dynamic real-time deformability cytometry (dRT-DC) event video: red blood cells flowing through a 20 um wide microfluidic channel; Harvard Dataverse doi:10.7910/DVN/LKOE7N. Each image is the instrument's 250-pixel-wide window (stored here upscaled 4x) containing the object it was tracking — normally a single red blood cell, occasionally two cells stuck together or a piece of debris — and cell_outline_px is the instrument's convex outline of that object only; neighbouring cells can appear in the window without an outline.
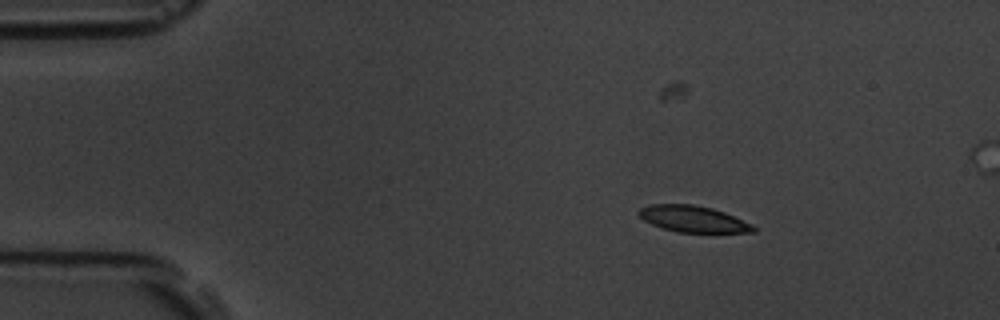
{"species": "common noctule bat (a hibernating species)", "species_latin": "Nyctalus noctula", "temperature_condition": "room temperature", "stored_images_in_passage": 5, "camera_frame_rate_fps": 3000, "um_per_image_px": 0.085, "animal": {"sex": "male", "body_mass_g": 19.5, "forearm_length_mm": 54.6}, "frame": {"image": 1, "passage_image": 2, "time_ms": 1.0, "image_size_px": [1000, 320], "cell_outline_px": [[756, 232], [676, 232], [652, 224], [644, 220], [636, 212], [640, 208], [648, 204], [692, 204], [712, 208], [724, 212], [752, 224], [756, 228]], "centroid_in_image_um": [58.89, 18.6], "position_along_channel_um": 26.1, "area_um2": 17.51}}
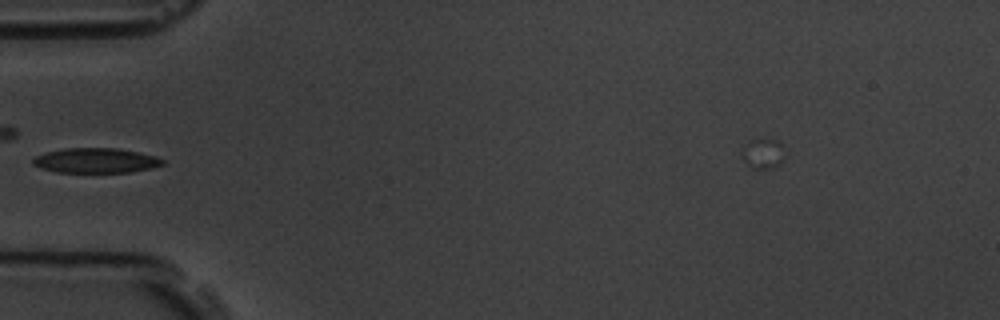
{"frame": {"image": 2, "passage_image": 5, "time_ms": 4.333, "image_size_px": [1000, 320], "cell_outline_px": [[164, 164], [152, 168], [128, 172], [56, 172], [40, 168], [32, 164], [32, 160], [36, 156], [44, 152], [64, 148], [116, 148], [140, 152], [156, 156], [164, 160]], "centroid_in_image_um": [8.13, 13.64], "position_along_channel_um": 76.9, "area_um2": 18.9}}